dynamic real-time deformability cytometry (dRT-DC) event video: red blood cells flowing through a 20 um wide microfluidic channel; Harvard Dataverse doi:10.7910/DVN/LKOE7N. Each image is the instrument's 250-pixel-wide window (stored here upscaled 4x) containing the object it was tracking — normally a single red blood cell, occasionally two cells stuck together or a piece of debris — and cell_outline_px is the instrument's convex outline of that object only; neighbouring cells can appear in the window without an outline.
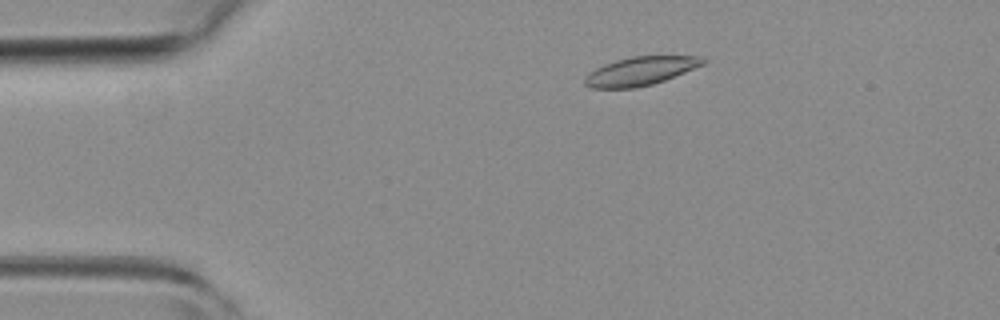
{"species": "common noctule bat (a hibernating species)", "species_latin": "Nyctalus noctula", "temperature_condition": "room temperature", "stored_images_in_passage": 46, "camera_frame_rate_fps": 3000, "um_per_image_px": 0.085, "animal": {"sex": "female", "body_mass_g": 19.3, "forearm_length_mm": 54.1}, "frame": {"image": 1, "passage_image": 7, "time_ms": 2.0, "image_size_px": [1000, 320], "cell_outline_px": [[708, 60], [704, 64], [664, 80], [652, 84], [636, 88], [592, 88], [584, 84], [584, 76], [588, 72], [604, 64], [616, 60], [632, 56], [704, 56]], "centroid_in_image_um": [54.42, 6.03], "position_along_channel_um": 30.6, "area_um2": 19.71}}
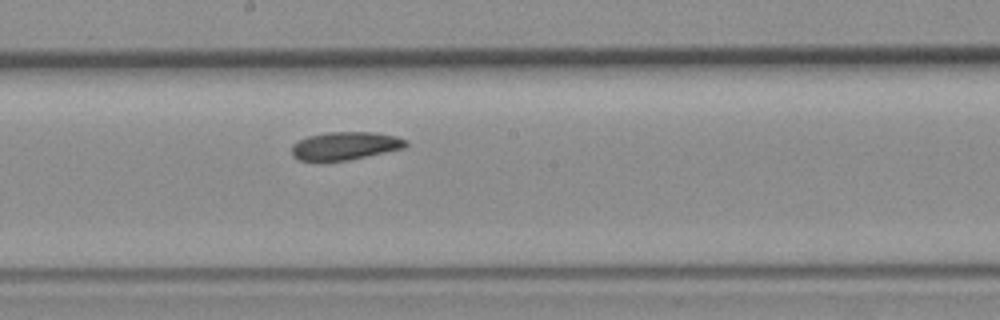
{"frame": {"image": 2, "passage_image": 24, "time_ms": 7.667, "image_size_px": [1000, 320], "cell_outline_px": [[408, 144], [404, 148], [348, 160], [296, 160], [292, 156], [292, 144], [308, 136], [328, 132], [376, 132], [396, 136], [408, 140]], "centroid_in_image_um": [29.35, 12.38], "position_along_channel_um": 218.8, "area_um2": 18.55}}
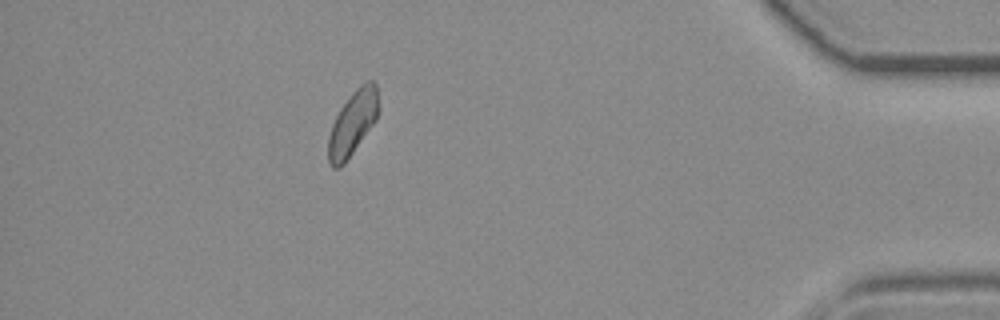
{"frame": {"image": 3, "passage_image": 41, "time_ms": 13.333, "image_size_px": [1000, 320], "cell_outline_px": [[380, 108], [376, 120], [344, 164], [340, 168], [332, 168], [328, 160], [328, 136], [332, 124], [340, 108], [352, 92], [360, 84], [368, 80], [372, 80], [376, 84]], "centroid_in_image_um": [29.99, 10.45], "position_along_channel_um": 405.2, "area_um2": 18.96}, "authors_computed_cell_mechanics": {"area_um2": 19.074, "velocity_mm_per_s": 4.228, "shape_relaxation_time_tau1_ms": null, "shape_relaxation_time_tau2_ms": 6.6387, "deformation_change_tau1": null, "deformation_change_tau2": 0.1301}}